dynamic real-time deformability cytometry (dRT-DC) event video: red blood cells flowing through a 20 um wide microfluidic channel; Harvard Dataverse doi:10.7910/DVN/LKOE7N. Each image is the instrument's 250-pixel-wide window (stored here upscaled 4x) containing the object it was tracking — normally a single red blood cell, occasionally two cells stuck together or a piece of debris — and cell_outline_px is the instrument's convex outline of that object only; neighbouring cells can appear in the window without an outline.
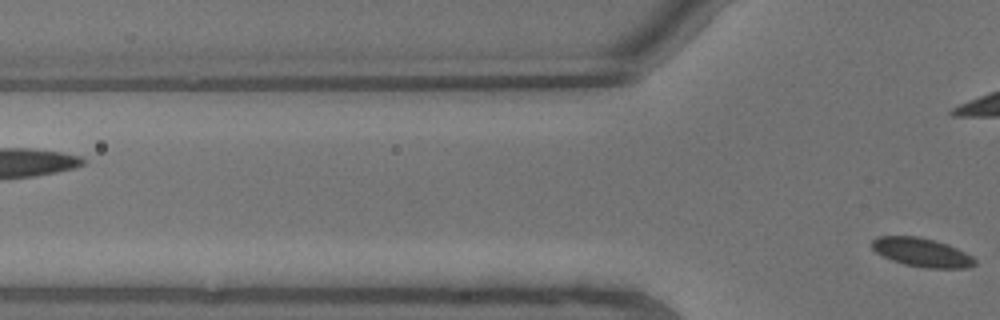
{"species": "common noctule bat (a hibernating species)", "species_latin": "Nyctalus noctula", "temperature_condition": "warm", "stored_images_in_passage": 3, "segment_of_instrument_passage": [2, 2], "camera_frame_rate_fps": 3000, "um_per_image_px": 0.085, "animal": {"sex": "male", "body_mass_g": 13.3}, "frame": {"image": 1, "passage_image": 3, "time_ms": 0.667, "image_size_px": [1000, 320], "cell_outline_px": [[976, 264], [968, 268], [928, 268], [904, 264], [892, 260], [876, 252], [872, 248], [872, 240], [880, 236], [916, 236], [948, 244], [972, 256], [976, 260]], "centroid_in_image_um": [78.37, 21.46], "position_along_channel_um": 47.4, "area_um2": 17.05}}